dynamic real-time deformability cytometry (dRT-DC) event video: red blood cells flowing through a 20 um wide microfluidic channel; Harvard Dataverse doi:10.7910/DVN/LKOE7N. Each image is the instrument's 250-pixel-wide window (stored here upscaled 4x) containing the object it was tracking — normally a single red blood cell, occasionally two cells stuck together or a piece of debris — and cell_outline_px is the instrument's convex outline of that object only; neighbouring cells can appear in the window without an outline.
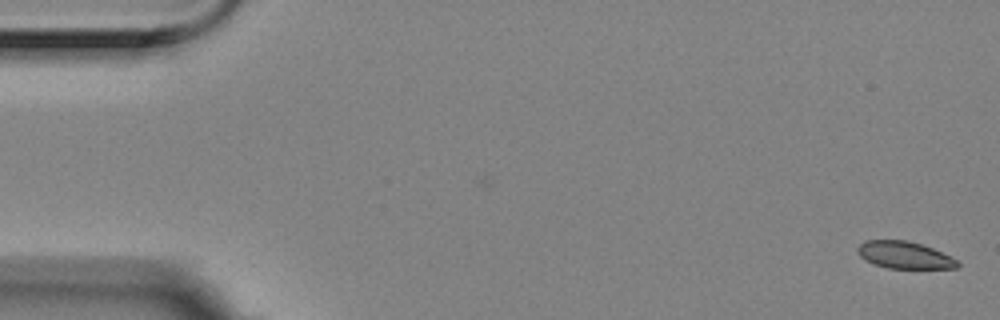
{"species": "Egyptian fruit bat (a non-hibernating species)", "species_latin": "Rousettus aegyptiacus", "temperature_condition": "room temperature", "stored_images_in_passage": 15, "camera_frame_rate_fps": 3000, "um_per_image_px": 0.085, "animal": {"sex": "female"}, "frame": {"image": 1, "passage_image": 1, "time_ms": 0.0, "image_size_px": [1000, 320], "cell_outline_px": [[960, 264], [956, 268], [888, 268], [872, 264], [864, 260], [856, 252], [856, 248], [864, 240], [908, 240], [932, 248], [956, 260]], "centroid_in_image_um": [76.79, 21.67], "position_along_channel_um": 8.2, "area_um2": 15.72}}
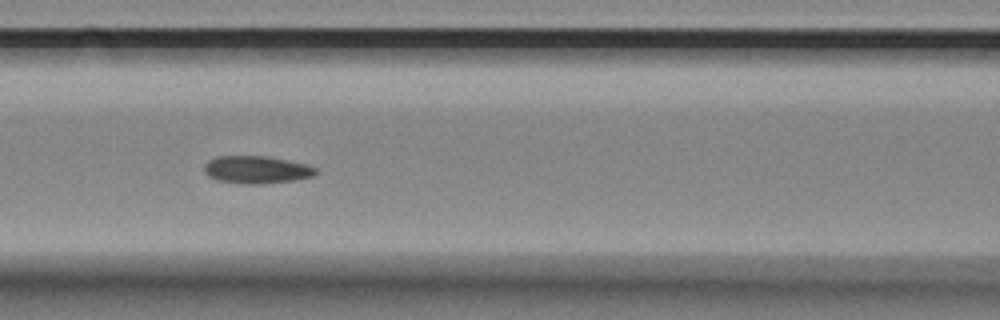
{"frame": {"image": 2, "passage_image": 7, "time_ms": 2.0, "image_size_px": [1000, 320], "cell_outline_px": [[316, 172], [312, 176], [296, 180], [260, 184], [240, 184], [216, 180], [208, 176], [204, 172], [204, 164], [208, 160], [216, 156], [268, 156], [288, 160], [304, 164], [316, 168]], "centroid_in_image_um": [21.75, 14.43], "position_along_channel_um": 144.9, "area_um2": 18.03}}
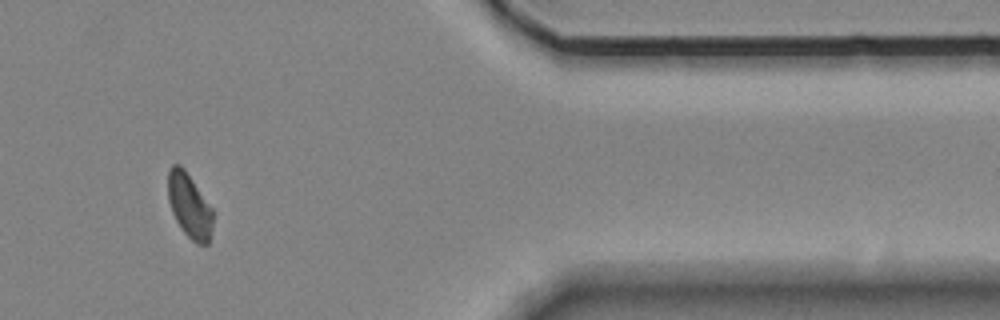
{"frame": {"image": 3, "passage_image": 13, "time_ms": 4.0, "image_size_px": [1000, 320], "cell_outline_px": [[212, 228], [208, 244], [196, 244], [184, 232], [176, 220], [172, 212], [168, 200], [168, 168], [172, 164], [180, 164], [184, 168], [212, 208]], "centroid_in_image_um": [16.08, 17.46], "position_along_channel_um": 395.3, "area_um2": 16.76}}